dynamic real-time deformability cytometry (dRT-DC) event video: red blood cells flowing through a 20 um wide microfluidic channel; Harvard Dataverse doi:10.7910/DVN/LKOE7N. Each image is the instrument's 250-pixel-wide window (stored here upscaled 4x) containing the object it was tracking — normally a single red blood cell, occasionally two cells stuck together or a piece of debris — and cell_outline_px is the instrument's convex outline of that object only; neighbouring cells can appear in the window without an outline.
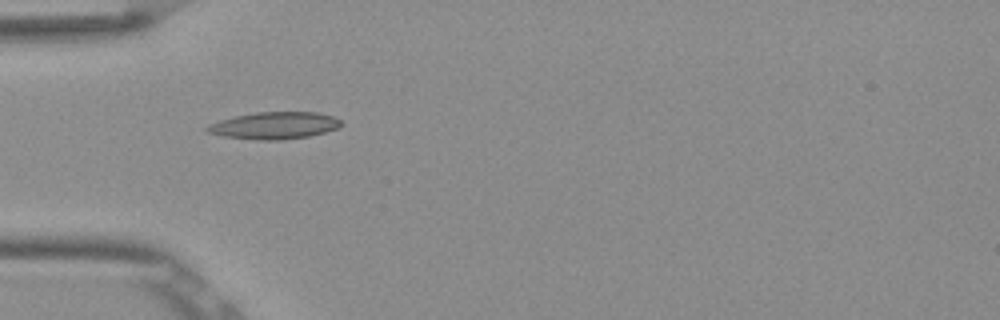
{"species": "Egyptian fruit bat (a non-hibernating species)", "species_latin": "Rousettus aegyptiacus", "temperature_condition": "room temperature", "stored_images_in_passage": 8, "camera_frame_rate_fps": 3000, "um_per_image_px": 0.085, "frame": {"image": 1, "passage_image": 1, "time_ms": 0.0, "image_size_px": [1000, 320], "cell_outline_px": [[340, 124], [336, 128], [324, 132], [308, 136], [280, 140], [260, 140], [224, 136], [208, 132], [204, 128], [208, 124], [220, 120], [236, 116], [256, 112], [316, 112], [332, 116], [340, 120]], "centroid_in_image_um": [23.28, 10.66], "position_along_channel_um": 61.7, "area_um2": 20.81}}
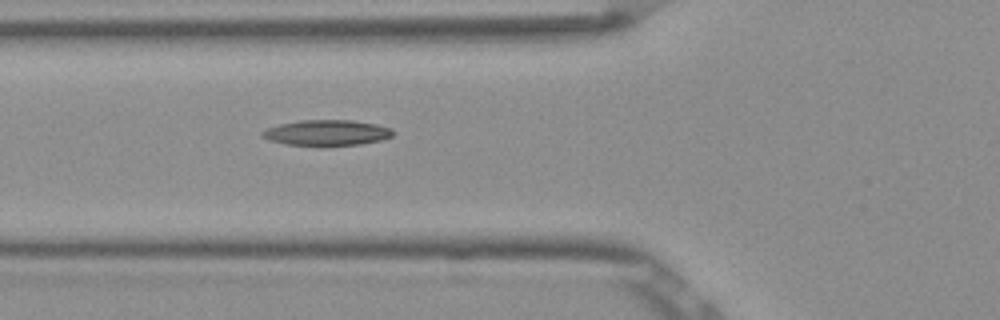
{"frame": {"image": 2, "passage_image": 4, "time_ms": 1.0, "image_size_px": [1000, 320], "cell_outline_px": [[396, 132], [392, 136], [384, 140], [360, 144], [328, 148], [324, 148], [284, 144], [268, 140], [260, 136], [260, 132], [268, 128], [280, 124], [300, 120], [352, 120], [376, 124], [392, 128]], "centroid_in_image_um": [27.79, 11.32], "position_along_channel_um": 98.0, "area_um2": 20.46}}
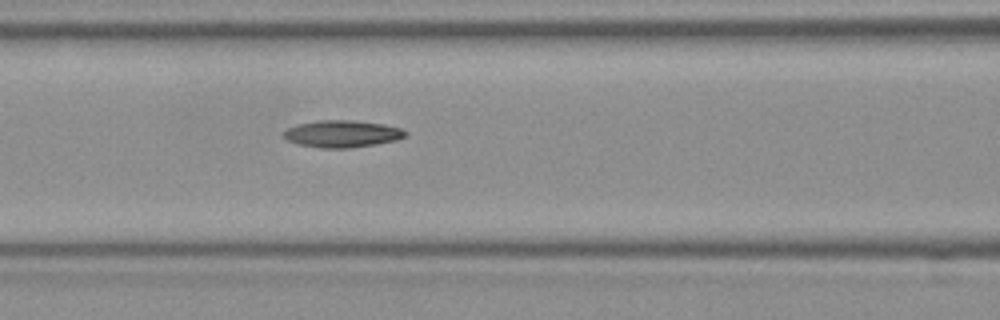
{"frame": {"image": 3, "passage_image": 7, "time_ms": 2.0, "image_size_px": [1000, 320], "cell_outline_px": [[408, 132], [404, 136], [396, 140], [376, 144], [348, 148], [320, 148], [296, 144], [284, 140], [280, 136], [288, 128], [296, 124], [316, 120], [352, 120], [384, 124], [400, 128]], "centroid_in_image_um": [29.0, 11.37], "position_along_channel_um": 137.6, "area_um2": 19.42}}